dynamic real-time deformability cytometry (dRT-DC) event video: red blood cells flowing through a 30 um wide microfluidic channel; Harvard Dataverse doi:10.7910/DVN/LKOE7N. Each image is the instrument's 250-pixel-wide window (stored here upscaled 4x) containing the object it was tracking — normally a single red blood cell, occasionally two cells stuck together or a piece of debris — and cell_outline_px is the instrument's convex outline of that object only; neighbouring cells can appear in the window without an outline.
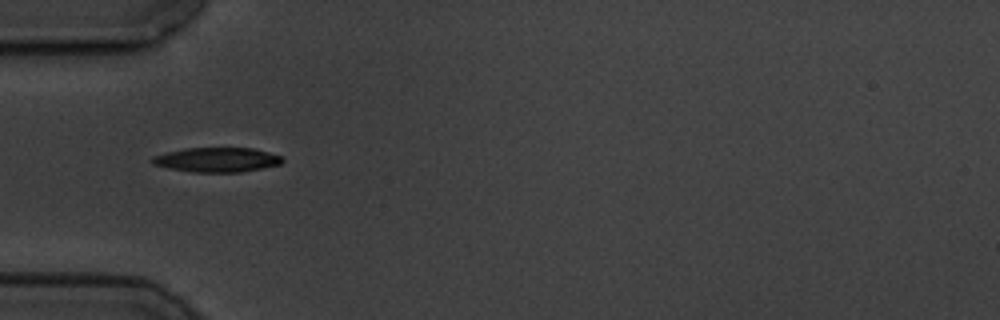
{"species": "common noctule bat (a hibernating species)", "species_latin": "Nyctalus noctula", "temperature_condition": "cold", "stored_images_in_passage": 8, "camera_frame_rate_fps": 3000, "um_per_image_px": 0.085, "animal": {"sex": "male", "body_mass_g": 19.5, "forearm_length_mm": 54.6}, "frame": {"image": 1, "passage_image": 2, "time_ms": 1.0, "image_size_px": [1000, 320], "cell_outline_px": [[284, 160], [280, 164], [240, 172], [196, 172], [172, 168], [152, 164], [152, 156], [184, 148], [252, 148], [268, 152], [280, 156]], "centroid_in_image_um": [18.44, 13.57], "position_along_channel_um": 66.6, "area_um2": 18.26}}
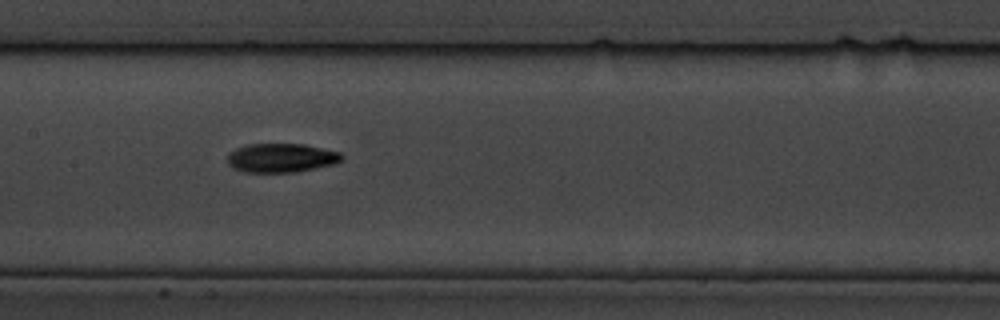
{"frame": {"image": 2, "passage_image": 5, "time_ms": 4.333, "image_size_px": [1000, 320], "cell_outline_px": [[344, 156], [336, 164], [296, 172], [244, 172], [228, 164], [228, 152], [236, 148], [248, 144], [304, 144], [340, 152]], "centroid_in_image_um": [23.92, 13.42], "position_along_channel_um": 183.5, "area_um2": 19.31}}
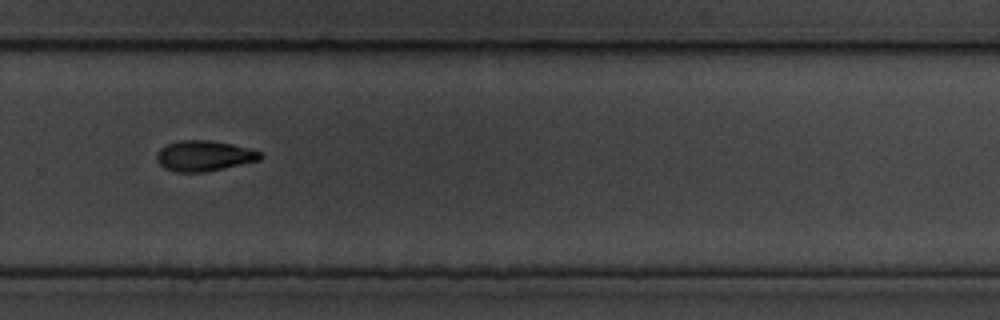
{"frame": {"image": 3, "passage_image": 8, "time_ms": 8.0, "image_size_px": [1000, 320], "cell_outline_px": [[264, 156], [260, 160], [224, 168], [204, 172], [176, 172], [164, 168], [156, 160], [156, 152], [160, 148], [168, 144], [180, 140], [208, 140], [232, 144], [248, 148], [260, 152]], "centroid_in_image_um": [17.33, 13.25], "position_along_channel_um": 312.5, "area_um2": 18.44}}